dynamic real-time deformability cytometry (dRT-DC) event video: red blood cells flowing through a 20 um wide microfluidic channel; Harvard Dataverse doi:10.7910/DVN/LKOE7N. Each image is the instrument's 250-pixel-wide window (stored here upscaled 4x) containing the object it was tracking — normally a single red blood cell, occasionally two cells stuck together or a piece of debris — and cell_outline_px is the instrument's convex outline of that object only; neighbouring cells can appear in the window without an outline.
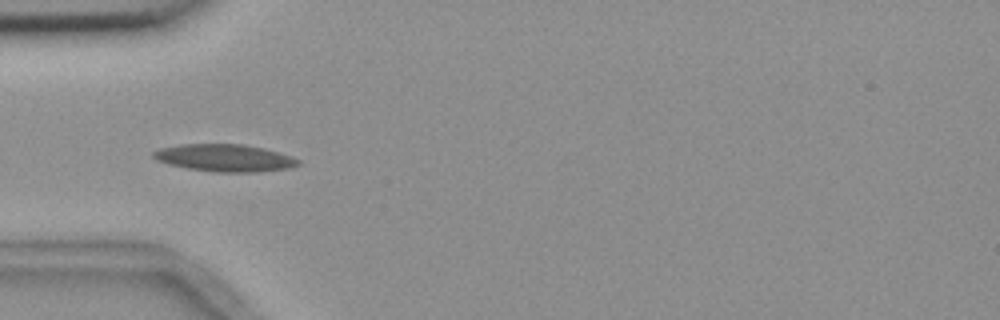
{"species": "common noctule bat (a hibernating species)", "species_latin": "Nyctalus noctula", "temperature_condition": "room temperature", "stored_images_in_passage": 7, "camera_frame_rate_fps": 3000, "um_per_image_px": 0.085, "animal": {"sex": "female", "body_mass_g": 18.4}, "frame": {"image": 1, "passage_image": 4, "time_ms": 5.0, "image_size_px": [1000, 320], "cell_outline_px": [[300, 164], [288, 168], [256, 172], [216, 172], [188, 168], [168, 164], [156, 160], [152, 156], [152, 152], [160, 148], [180, 144], [244, 144], [264, 148], [280, 152], [292, 156], [300, 160]], "centroid_in_image_um": [19.1, 13.41], "position_along_channel_um": 65.9, "area_um2": 23.12}}
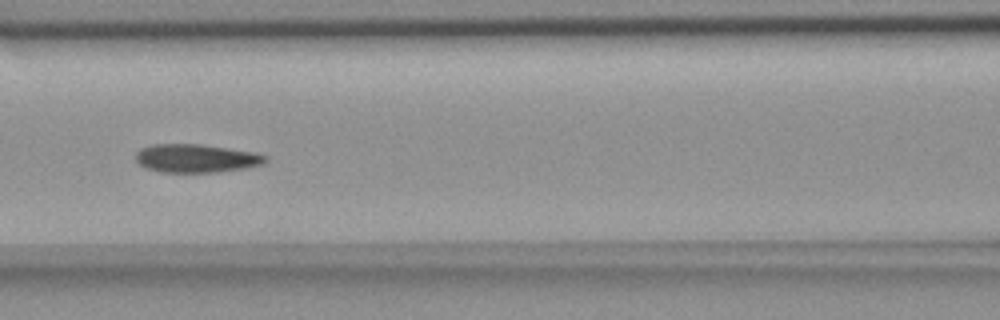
{"frame": {"image": 2, "passage_image": 6, "time_ms": 7.333, "image_size_px": [1000, 320], "cell_outline_px": [[268, 160], [260, 164], [244, 168], [216, 172], [160, 172], [144, 168], [136, 160], [136, 152], [140, 148], [152, 144], [200, 144], [252, 152], [268, 156]], "centroid_in_image_um": [16.62, 13.45], "position_along_channel_um": 150.0, "area_um2": 21.33}}
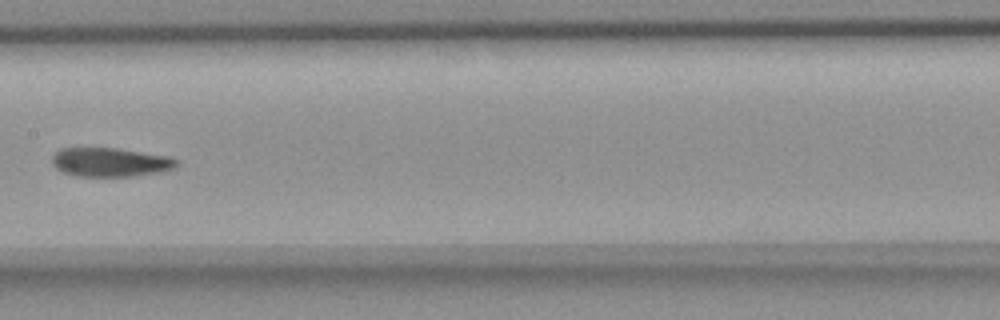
{"frame": {"image": 3, "passage_image": 7, "time_ms": 8.667, "image_size_px": [1000, 320], "cell_outline_px": [[180, 164], [176, 168], [160, 172], [132, 176], [76, 176], [64, 172], [56, 168], [52, 164], [52, 156], [60, 148], [116, 148], [168, 156], [176, 160]], "centroid_in_image_um": [9.38, 13.79], "position_along_channel_um": 198.0, "area_um2": 20.98}}